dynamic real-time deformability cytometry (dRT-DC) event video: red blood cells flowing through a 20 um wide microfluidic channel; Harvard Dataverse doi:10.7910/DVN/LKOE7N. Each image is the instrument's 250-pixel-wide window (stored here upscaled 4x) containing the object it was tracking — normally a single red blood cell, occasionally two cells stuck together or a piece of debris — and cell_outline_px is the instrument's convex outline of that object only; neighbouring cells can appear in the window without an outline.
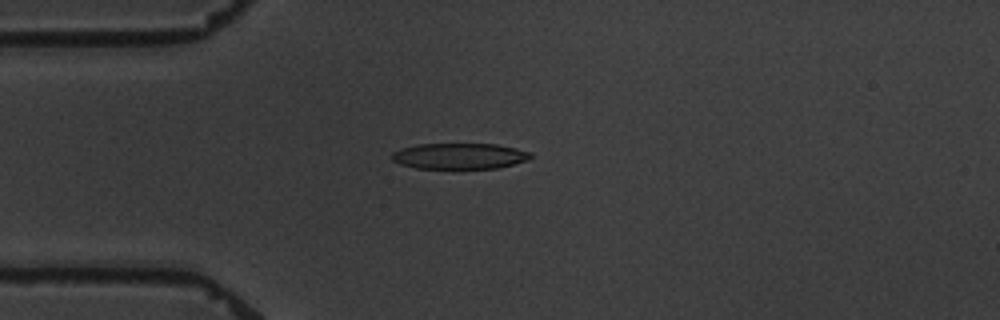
{"species": "common noctule bat (a hibernating species)", "species_latin": "Nyctalus noctula", "temperature_condition": "warm", "stored_images_in_passage": 5, "camera_frame_rate_fps": 3000, "um_per_image_px": 0.085, "animal": {"sex": "male", "body_mass_g": 19.5, "forearm_length_mm": 54.6}, "frame": {"image": 1, "passage_image": 5, "time_ms": 4.333, "image_size_px": [1000, 320], "cell_outline_px": [[532, 156], [528, 160], [496, 168], [416, 168], [400, 164], [392, 160], [392, 152], [400, 148], [416, 144], [496, 144], [516, 148], [532, 152]], "centroid_in_image_um": [39.04, 13.25], "position_along_channel_um": 46.0, "area_um2": 20.92}}